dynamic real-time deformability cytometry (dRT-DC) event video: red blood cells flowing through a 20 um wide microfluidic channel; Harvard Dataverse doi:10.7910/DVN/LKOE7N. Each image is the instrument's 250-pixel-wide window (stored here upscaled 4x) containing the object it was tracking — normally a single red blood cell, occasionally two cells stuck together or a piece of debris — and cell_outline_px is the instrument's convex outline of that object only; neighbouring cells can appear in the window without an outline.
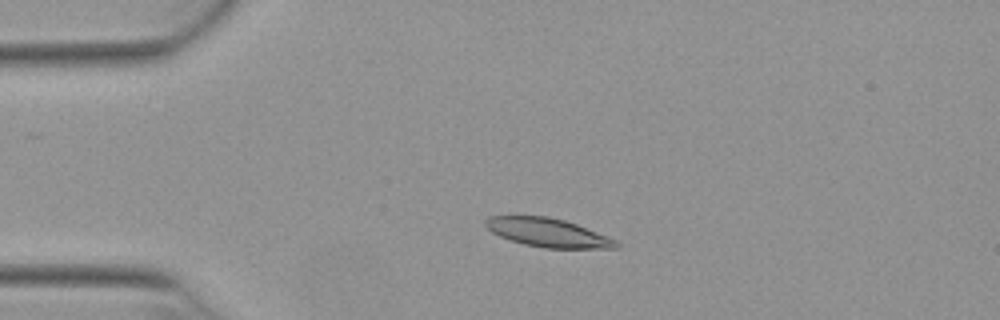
{"species": "Egyptian fruit bat (a non-hibernating species)", "species_latin": "Rousettus aegyptiacus", "temperature_condition": "warm", "stored_images_in_passage": 45, "camera_frame_rate_fps": 3000, "um_per_image_px": 0.085, "animal": {"sex": "female"}, "frame": {"image": 1, "passage_image": 5, "time_ms": 1.333, "image_size_px": [1000, 320], "cell_outline_px": [[620, 244], [616, 248], [544, 248], [524, 244], [500, 236], [492, 232], [484, 224], [484, 220], [488, 216], [548, 216], [564, 220], [576, 224], [608, 236], [616, 240]], "centroid_in_image_um": [46.57, 19.77], "position_along_channel_um": 38.4, "area_um2": 21.68}}
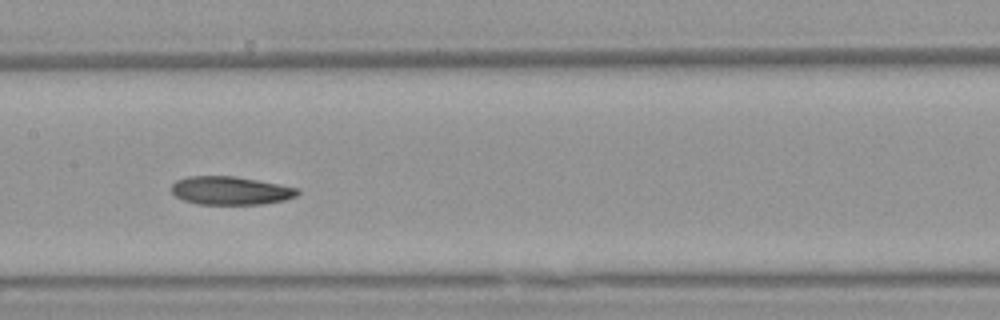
{"frame": {"image": 2, "passage_image": 19, "time_ms": 6.0, "image_size_px": [1000, 320], "cell_outline_px": [[300, 192], [296, 196], [284, 200], [264, 204], [196, 204], [184, 200], [176, 196], [172, 192], [172, 184], [176, 180], [188, 176], [236, 176], [300, 188]], "centroid_in_image_um": [19.61, 16.2], "position_along_channel_um": 187.8, "area_um2": 20.87}}
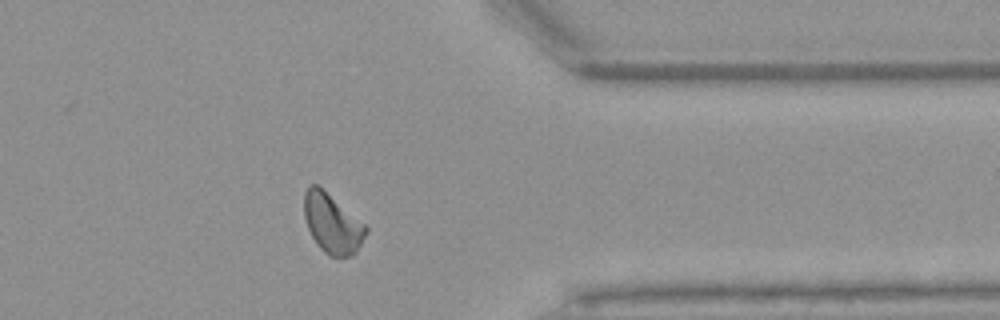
{"frame": {"image": 3, "passage_image": 35, "time_ms": 11.333, "image_size_px": [1000, 320], "cell_outline_px": [[368, 232], [356, 252], [352, 256], [328, 256], [320, 248], [312, 236], [308, 228], [304, 216], [304, 192], [308, 184], [316, 184], [364, 224], [368, 228]], "centroid_in_image_um": [28.22, 19.01], "position_along_channel_um": 383.2, "area_um2": 21.04}, "authors_computed_cell_mechanics": {"area_um2": 21.2126, "velocity_mm_per_s": 3.9067, "shape_relaxation_time_tau1_ms": 10.1058, "shape_relaxation_time_tau2_ms": null, "deformation_change_tau1": 0.1862, "deformation_change_tau2": null}}